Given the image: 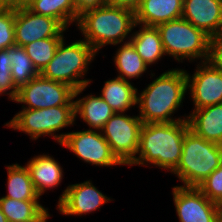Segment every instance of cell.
Returning <instances> with one entry per match:
<instances>
[{"mask_svg": "<svg viewBox=\"0 0 222 222\" xmlns=\"http://www.w3.org/2000/svg\"><path fill=\"white\" fill-rule=\"evenodd\" d=\"M189 129L187 119L176 122L143 123L138 156L128 166L152 164L172 173L180 162L184 136Z\"/></svg>", "mask_w": 222, "mask_h": 222, "instance_id": "1", "label": "cell"}, {"mask_svg": "<svg viewBox=\"0 0 222 222\" xmlns=\"http://www.w3.org/2000/svg\"><path fill=\"white\" fill-rule=\"evenodd\" d=\"M187 89L186 70L171 69L162 73L139 94V118L143 123L176 122L188 119L173 118L180 108Z\"/></svg>", "mask_w": 222, "mask_h": 222, "instance_id": "2", "label": "cell"}, {"mask_svg": "<svg viewBox=\"0 0 222 222\" xmlns=\"http://www.w3.org/2000/svg\"><path fill=\"white\" fill-rule=\"evenodd\" d=\"M84 39L97 53L106 45H118L138 26L135 11L116 5H103L79 15L76 23Z\"/></svg>", "mask_w": 222, "mask_h": 222, "instance_id": "3", "label": "cell"}, {"mask_svg": "<svg viewBox=\"0 0 222 222\" xmlns=\"http://www.w3.org/2000/svg\"><path fill=\"white\" fill-rule=\"evenodd\" d=\"M222 164V145L207 141L188 130L184 136L182 154L177 168L181 186L198 187Z\"/></svg>", "mask_w": 222, "mask_h": 222, "instance_id": "4", "label": "cell"}, {"mask_svg": "<svg viewBox=\"0 0 222 222\" xmlns=\"http://www.w3.org/2000/svg\"><path fill=\"white\" fill-rule=\"evenodd\" d=\"M64 41V38L60 41L54 57L39 74L46 79L68 84L75 90L87 87L92 81L81 78L87 73L88 65L97 52L83 39L69 45Z\"/></svg>", "mask_w": 222, "mask_h": 222, "instance_id": "5", "label": "cell"}, {"mask_svg": "<svg viewBox=\"0 0 222 222\" xmlns=\"http://www.w3.org/2000/svg\"><path fill=\"white\" fill-rule=\"evenodd\" d=\"M156 27L165 55L174 57L178 62L184 59L189 62L199 58L200 62L210 59L211 37L187 20L179 18Z\"/></svg>", "mask_w": 222, "mask_h": 222, "instance_id": "6", "label": "cell"}, {"mask_svg": "<svg viewBox=\"0 0 222 222\" xmlns=\"http://www.w3.org/2000/svg\"><path fill=\"white\" fill-rule=\"evenodd\" d=\"M74 122V105H62L44 109L22 108L5 126L28 134L32 140L51 135L61 144L67 133L58 135L55 132L75 124Z\"/></svg>", "mask_w": 222, "mask_h": 222, "instance_id": "7", "label": "cell"}, {"mask_svg": "<svg viewBox=\"0 0 222 222\" xmlns=\"http://www.w3.org/2000/svg\"><path fill=\"white\" fill-rule=\"evenodd\" d=\"M86 88L75 90L68 84L46 79L39 74L18 89L15 102L24 103L22 108L26 109L74 105V98L78 97Z\"/></svg>", "mask_w": 222, "mask_h": 222, "instance_id": "8", "label": "cell"}, {"mask_svg": "<svg viewBox=\"0 0 222 222\" xmlns=\"http://www.w3.org/2000/svg\"><path fill=\"white\" fill-rule=\"evenodd\" d=\"M142 125L139 116L116 112L101 129L112 153L123 165H128L137 155Z\"/></svg>", "mask_w": 222, "mask_h": 222, "instance_id": "9", "label": "cell"}, {"mask_svg": "<svg viewBox=\"0 0 222 222\" xmlns=\"http://www.w3.org/2000/svg\"><path fill=\"white\" fill-rule=\"evenodd\" d=\"M61 145L84 162L92 165L101 167L123 165L112 153L101 130L87 129L85 131L68 132Z\"/></svg>", "mask_w": 222, "mask_h": 222, "instance_id": "10", "label": "cell"}, {"mask_svg": "<svg viewBox=\"0 0 222 222\" xmlns=\"http://www.w3.org/2000/svg\"><path fill=\"white\" fill-rule=\"evenodd\" d=\"M175 210L180 222H216L221 206L210 201L198 187L174 186Z\"/></svg>", "mask_w": 222, "mask_h": 222, "instance_id": "11", "label": "cell"}, {"mask_svg": "<svg viewBox=\"0 0 222 222\" xmlns=\"http://www.w3.org/2000/svg\"><path fill=\"white\" fill-rule=\"evenodd\" d=\"M196 68L192 76L186 72L193 110L222 103V70L210 60L199 62Z\"/></svg>", "mask_w": 222, "mask_h": 222, "instance_id": "12", "label": "cell"}, {"mask_svg": "<svg viewBox=\"0 0 222 222\" xmlns=\"http://www.w3.org/2000/svg\"><path fill=\"white\" fill-rule=\"evenodd\" d=\"M64 28L56 19L38 15L28 8L15 9V45L25 46L31 42L51 37H64Z\"/></svg>", "mask_w": 222, "mask_h": 222, "instance_id": "13", "label": "cell"}, {"mask_svg": "<svg viewBox=\"0 0 222 222\" xmlns=\"http://www.w3.org/2000/svg\"><path fill=\"white\" fill-rule=\"evenodd\" d=\"M111 201L95 187L90 180L71 184L59 197L57 209L64 215H84L99 209Z\"/></svg>", "mask_w": 222, "mask_h": 222, "instance_id": "14", "label": "cell"}, {"mask_svg": "<svg viewBox=\"0 0 222 222\" xmlns=\"http://www.w3.org/2000/svg\"><path fill=\"white\" fill-rule=\"evenodd\" d=\"M182 18L212 38L222 32V0H184Z\"/></svg>", "mask_w": 222, "mask_h": 222, "instance_id": "15", "label": "cell"}, {"mask_svg": "<svg viewBox=\"0 0 222 222\" xmlns=\"http://www.w3.org/2000/svg\"><path fill=\"white\" fill-rule=\"evenodd\" d=\"M184 0H141L135 10V23L145 26L159 24L182 18Z\"/></svg>", "mask_w": 222, "mask_h": 222, "instance_id": "16", "label": "cell"}, {"mask_svg": "<svg viewBox=\"0 0 222 222\" xmlns=\"http://www.w3.org/2000/svg\"><path fill=\"white\" fill-rule=\"evenodd\" d=\"M29 170L34 189L42 196L49 188L60 185L63 178L62 166L47 154L34 156L25 165Z\"/></svg>", "mask_w": 222, "mask_h": 222, "instance_id": "17", "label": "cell"}, {"mask_svg": "<svg viewBox=\"0 0 222 222\" xmlns=\"http://www.w3.org/2000/svg\"><path fill=\"white\" fill-rule=\"evenodd\" d=\"M187 120L197 136L222 145V103L193 110Z\"/></svg>", "mask_w": 222, "mask_h": 222, "instance_id": "18", "label": "cell"}, {"mask_svg": "<svg viewBox=\"0 0 222 222\" xmlns=\"http://www.w3.org/2000/svg\"><path fill=\"white\" fill-rule=\"evenodd\" d=\"M75 119L77 115L89 125L90 129L101 130L115 111L101 96L87 95L74 100Z\"/></svg>", "mask_w": 222, "mask_h": 222, "instance_id": "19", "label": "cell"}, {"mask_svg": "<svg viewBox=\"0 0 222 222\" xmlns=\"http://www.w3.org/2000/svg\"><path fill=\"white\" fill-rule=\"evenodd\" d=\"M138 25L141 28L139 31L130 34L132 36L129 42L143 61L150 66L160 60L162 56H165L163 44L157 27Z\"/></svg>", "mask_w": 222, "mask_h": 222, "instance_id": "20", "label": "cell"}, {"mask_svg": "<svg viewBox=\"0 0 222 222\" xmlns=\"http://www.w3.org/2000/svg\"><path fill=\"white\" fill-rule=\"evenodd\" d=\"M138 89L131 82L120 77L107 80L101 91V98L116 112H126L137 105Z\"/></svg>", "mask_w": 222, "mask_h": 222, "instance_id": "21", "label": "cell"}, {"mask_svg": "<svg viewBox=\"0 0 222 222\" xmlns=\"http://www.w3.org/2000/svg\"><path fill=\"white\" fill-rule=\"evenodd\" d=\"M0 209L8 222H37L48 211L39 200H15L7 197L0 198Z\"/></svg>", "mask_w": 222, "mask_h": 222, "instance_id": "22", "label": "cell"}, {"mask_svg": "<svg viewBox=\"0 0 222 222\" xmlns=\"http://www.w3.org/2000/svg\"><path fill=\"white\" fill-rule=\"evenodd\" d=\"M27 8L35 14L56 19L66 29L79 18L74 0H35Z\"/></svg>", "mask_w": 222, "mask_h": 222, "instance_id": "23", "label": "cell"}, {"mask_svg": "<svg viewBox=\"0 0 222 222\" xmlns=\"http://www.w3.org/2000/svg\"><path fill=\"white\" fill-rule=\"evenodd\" d=\"M6 167L8 193L4 197L15 200H38L40 196L34 189L27 167L17 163Z\"/></svg>", "mask_w": 222, "mask_h": 222, "instance_id": "24", "label": "cell"}, {"mask_svg": "<svg viewBox=\"0 0 222 222\" xmlns=\"http://www.w3.org/2000/svg\"><path fill=\"white\" fill-rule=\"evenodd\" d=\"M114 62L119 74L117 77L126 81L141 77L148 68L129 40L117 49Z\"/></svg>", "mask_w": 222, "mask_h": 222, "instance_id": "25", "label": "cell"}, {"mask_svg": "<svg viewBox=\"0 0 222 222\" xmlns=\"http://www.w3.org/2000/svg\"><path fill=\"white\" fill-rule=\"evenodd\" d=\"M11 61L12 79L18 89L39 75L23 46L11 47Z\"/></svg>", "mask_w": 222, "mask_h": 222, "instance_id": "26", "label": "cell"}, {"mask_svg": "<svg viewBox=\"0 0 222 222\" xmlns=\"http://www.w3.org/2000/svg\"><path fill=\"white\" fill-rule=\"evenodd\" d=\"M63 38L65 37L40 39L23 46L39 73L54 57L56 49Z\"/></svg>", "mask_w": 222, "mask_h": 222, "instance_id": "27", "label": "cell"}, {"mask_svg": "<svg viewBox=\"0 0 222 222\" xmlns=\"http://www.w3.org/2000/svg\"><path fill=\"white\" fill-rule=\"evenodd\" d=\"M15 9L0 8V50L15 45Z\"/></svg>", "mask_w": 222, "mask_h": 222, "instance_id": "28", "label": "cell"}, {"mask_svg": "<svg viewBox=\"0 0 222 222\" xmlns=\"http://www.w3.org/2000/svg\"><path fill=\"white\" fill-rule=\"evenodd\" d=\"M198 188L210 200L222 205V164L215 169Z\"/></svg>", "mask_w": 222, "mask_h": 222, "instance_id": "29", "label": "cell"}, {"mask_svg": "<svg viewBox=\"0 0 222 222\" xmlns=\"http://www.w3.org/2000/svg\"><path fill=\"white\" fill-rule=\"evenodd\" d=\"M3 94L8 95L13 102L17 99L18 88L13 82L11 69L0 68V95Z\"/></svg>", "mask_w": 222, "mask_h": 222, "instance_id": "30", "label": "cell"}, {"mask_svg": "<svg viewBox=\"0 0 222 222\" xmlns=\"http://www.w3.org/2000/svg\"><path fill=\"white\" fill-rule=\"evenodd\" d=\"M209 60L222 70V32L211 38Z\"/></svg>", "mask_w": 222, "mask_h": 222, "instance_id": "31", "label": "cell"}, {"mask_svg": "<svg viewBox=\"0 0 222 222\" xmlns=\"http://www.w3.org/2000/svg\"><path fill=\"white\" fill-rule=\"evenodd\" d=\"M76 12L81 15L83 12L109 4V0H74Z\"/></svg>", "mask_w": 222, "mask_h": 222, "instance_id": "32", "label": "cell"}, {"mask_svg": "<svg viewBox=\"0 0 222 222\" xmlns=\"http://www.w3.org/2000/svg\"><path fill=\"white\" fill-rule=\"evenodd\" d=\"M0 68L11 69V48L0 50Z\"/></svg>", "mask_w": 222, "mask_h": 222, "instance_id": "33", "label": "cell"}, {"mask_svg": "<svg viewBox=\"0 0 222 222\" xmlns=\"http://www.w3.org/2000/svg\"><path fill=\"white\" fill-rule=\"evenodd\" d=\"M140 3H141V0H109L110 5L126 7L134 11L138 8Z\"/></svg>", "mask_w": 222, "mask_h": 222, "instance_id": "34", "label": "cell"}, {"mask_svg": "<svg viewBox=\"0 0 222 222\" xmlns=\"http://www.w3.org/2000/svg\"><path fill=\"white\" fill-rule=\"evenodd\" d=\"M1 9H18L19 0H0Z\"/></svg>", "mask_w": 222, "mask_h": 222, "instance_id": "35", "label": "cell"}, {"mask_svg": "<svg viewBox=\"0 0 222 222\" xmlns=\"http://www.w3.org/2000/svg\"><path fill=\"white\" fill-rule=\"evenodd\" d=\"M35 0H19V8H27Z\"/></svg>", "mask_w": 222, "mask_h": 222, "instance_id": "36", "label": "cell"}, {"mask_svg": "<svg viewBox=\"0 0 222 222\" xmlns=\"http://www.w3.org/2000/svg\"><path fill=\"white\" fill-rule=\"evenodd\" d=\"M49 217H50V214L47 211L37 222H47Z\"/></svg>", "mask_w": 222, "mask_h": 222, "instance_id": "37", "label": "cell"}, {"mask_svg": "<svg viewBox=\"0 0 222 222\" xmlns=\"http://www.w3.org/2000/svg\"><path fill=\"white\" fill-rule=\"evenodd\" d=\"M0 222H8L6 216L3 214L1 209H0Z\"/></svg>", "mask_w": 222, "mask_h": 222, "instance_id": "38", "label": "cell"}, {"mask_svg": "<svg viewBox=\"0 0 222 222\" xmlns=\"http://www.w3.org/2000/svg\"><path fill=\"white\" fill-rule=\"evenodd\" d=\"M216 222H222V213L219 215L218 219L216 220Z\"/></svg>", "mask_w": 222, "mask_h": 222, "instance_id": "39", "label": "cell"}]
</instances>
